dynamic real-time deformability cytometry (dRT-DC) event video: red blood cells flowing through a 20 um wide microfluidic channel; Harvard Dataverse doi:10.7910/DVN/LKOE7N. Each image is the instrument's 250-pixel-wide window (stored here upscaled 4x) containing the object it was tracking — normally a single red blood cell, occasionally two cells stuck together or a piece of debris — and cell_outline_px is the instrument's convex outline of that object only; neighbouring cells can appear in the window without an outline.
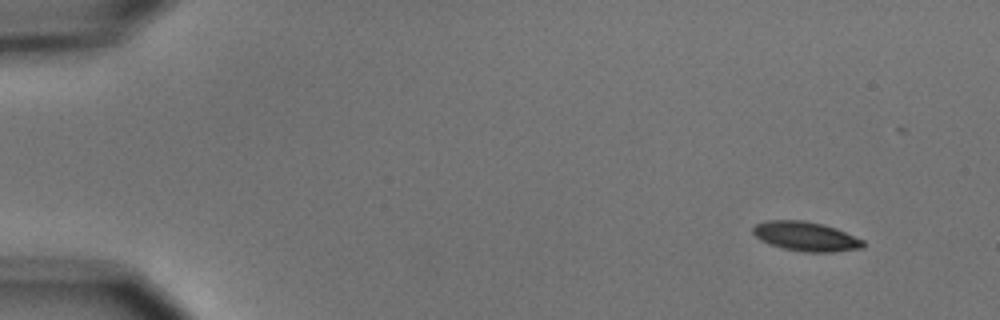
{"species": "common noctule bat (a hibernating species)", "species_latin": "Nyctalus noctula", "temperature_condition": "cold", "stored_images_in_passage": 7, "camera_frame_rate_fps": 3000, "um_per_image_px": 0.085, "animal": {"sex": "male", "body_mass_g": 15.6}, "frame": {"image": 1, "passage_image": 1, "time_ms": 0.0, "image_size_px": [1000, 320], "cell_outline_px": [[864, 248], [836, 252], [804, 252], [784, 248], [760, 240], [752, 232], [752, 228], [756, 224], [764, 220], [804, 220], [824, 224], [836, 228], [864, 240]], "centroid_in_image_um": [68.52, 20.08], "position_along_channel_um": 16.5, "area_um2": 18.96}}
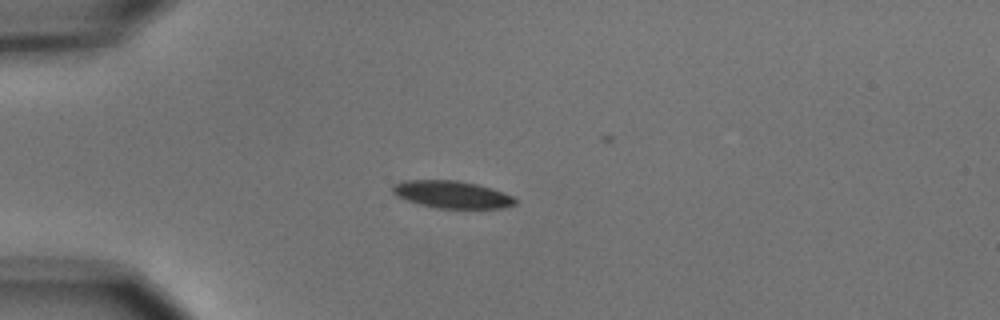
{"frame": {"image": 2, "passage_image": 4, "time_ms": 3.333, "image_size_px": [1000, 320], "cell_outline_px": [[516, 204], [504, 208], [436, 208], [420, 204], [396, 196], [392, 192], [392, 184], [404, 180], [456, 180], [476, 184], [492, 188], [504, 192], [512, 196], [516, 200]], "centroid_in_image_um": [38.41, 16.52], "position_along_channel_um": 46.6, "area_um2": 19.54}}
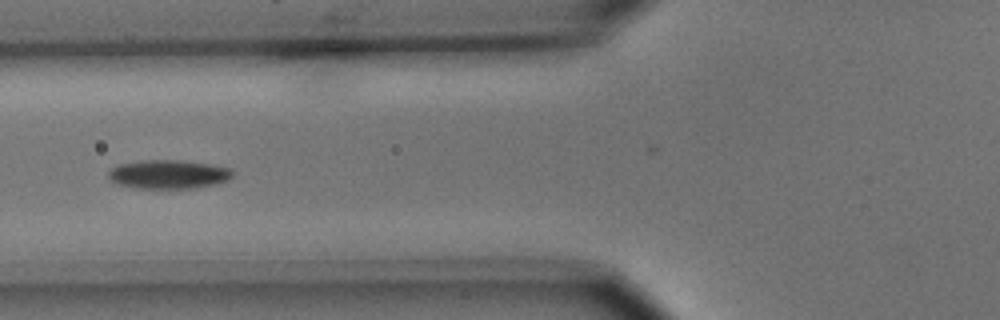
{"frame": {"image": 3, "passage_image": 6, "time_ms": 5.667, "image_size_px": [1000, 320], "cell_outline_px": [[232, 176], [228, 180], [216, 184], [196, 188], [136, 188], [120, 184], [112, 180], [108, 176], [108, 172], [112, 168], [120, 164], [144, 160], [176, 160], [208, 164], [232, 168]], "centroid_in_image_um": [14.35, 14.82], "position_along_channel_um": 111.5, "area_um2": 20.63}}